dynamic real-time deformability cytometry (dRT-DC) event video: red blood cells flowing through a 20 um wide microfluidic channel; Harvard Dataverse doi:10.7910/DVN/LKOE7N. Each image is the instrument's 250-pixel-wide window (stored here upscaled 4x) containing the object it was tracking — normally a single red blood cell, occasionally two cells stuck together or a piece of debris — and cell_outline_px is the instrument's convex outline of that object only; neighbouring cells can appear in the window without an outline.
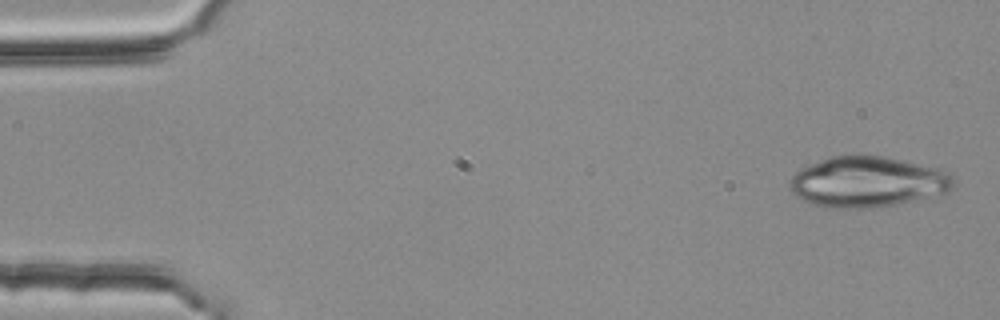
{"species": "common noctule bat (a hibernating species)", "species_latin": "Nyctalus noctula", "temperature_condition": "room temperature", "stored_images_in_passage": 3, "camera_frame_rate_fps": 3000, "um_per_image_px": 0.085, "animal": {"sex": "female", "body_mass_g": 25.1}, "frame": {"image": 1, "passage_image": 1, "time_ms": 0.0, "image_size_px": [1000, 320], "cell_outline_px": [[956, 184], [948, 192], [896, 204], [872, 208], [824, 208], [800, 200], [788, 188], [792, 176], [800, 168], [820, 160], [832, 156], [880, 156], [900, 160], [936, 168], [952, 176]], "centroid_in_image_um": [73.68, 15.48], "position_along_channel_um": 11.3, "area_um2": 48.03}}